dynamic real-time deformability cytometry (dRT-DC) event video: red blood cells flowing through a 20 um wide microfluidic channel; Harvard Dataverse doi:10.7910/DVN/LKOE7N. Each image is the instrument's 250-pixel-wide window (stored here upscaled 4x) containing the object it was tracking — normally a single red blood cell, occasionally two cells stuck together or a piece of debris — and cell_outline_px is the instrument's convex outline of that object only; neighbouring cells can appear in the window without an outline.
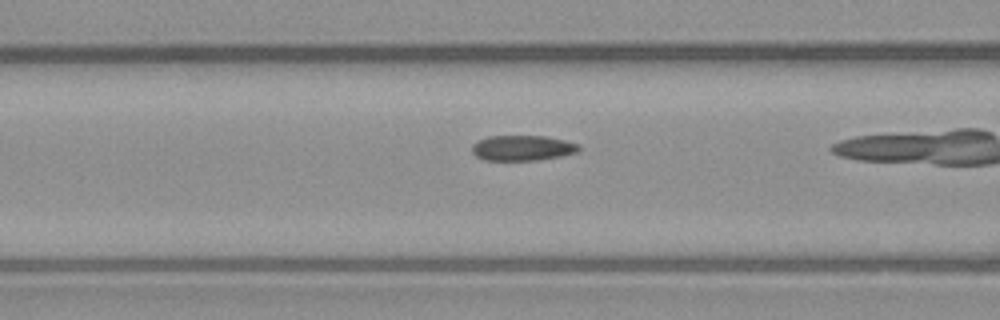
{"species": "common noctule bat (a hibernating species)", "species_latin": "Nyctalus noctula", "temperature_condition": "warm", "stored_images_in_passage": 28, "camera_frame_rate_fps": 3000, "um_per_image_px": 0.085, "animal": {"sex": "male", "body_mass_g": 23.1, "forearm_length_mm": 52.7}, "frame": {"image": 1, "passage_image": 9, "time_ms": 2.667, "image_size_px": [1000, 320], "cell_outline_px": [[580, 152], [560, 156], [536, 160], [484, 160], [476, 156], [472, 152], [472, 144], [488, 136], [544, 136], [564, 140], [580, 144]], "centroid_in_image_um": [44.43, 12.58], "position_along_channel_um": 122.2, "area_um2": 15.78}}
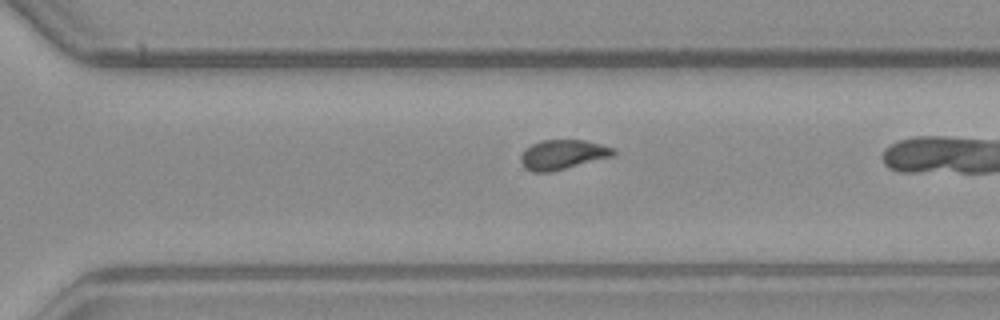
{"frame": {"image": 2, "passage_image": 24, "time_ms": 7.667, "image_size_px": [1000, 320], "cell_outline_px": [[616, 152], [612, 156], [552, 172], [532, 172], [524, 168], [520, 160], [520, 156], [524, 148], [540, 140], [584, 140], [616, 148]], "centroid_in_image_um": [47.79, 13.14], "position_along_channel_um": 322.8, "area_um2": 16.13}}